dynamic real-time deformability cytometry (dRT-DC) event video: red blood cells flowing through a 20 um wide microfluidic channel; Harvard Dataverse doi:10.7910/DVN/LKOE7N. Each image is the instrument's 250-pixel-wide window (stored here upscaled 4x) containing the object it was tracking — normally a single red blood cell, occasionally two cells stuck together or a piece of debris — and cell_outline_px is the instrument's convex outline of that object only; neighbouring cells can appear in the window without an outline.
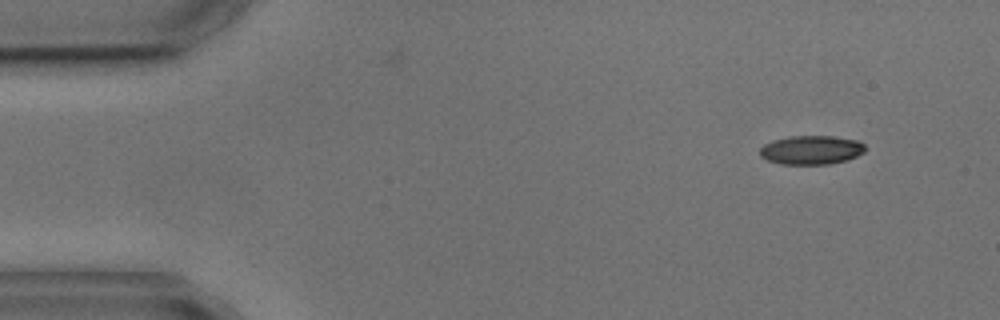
{"species": "common noctule bat (a hibernating species)", "species_latin": "Nyctalus noctula", "temperature_condition": "cold", "stored_images_in_passage": 5, "segment_of_instrument_passage": [2, 2], "camera_frame_rate_fps": 3000, "um_per_image_px": 0.085, "animal": {"sex": "male", "body_mass_g": 17.9, "forearm_length_mm": 54.2}, "frame": {"image": 1, "passage_image": 5, "time_ms": 5.667, "image_size_px": [1000, 320], "cell_outline_px": [[864, 152], [848, 160], [828, 164], [780, 164], [768, 160], [760, 156], [760, 148], [764, 144], [772, 140], [788, 136], [832, 136], [860, 140], [864, 144]], "centroid_in_image_um": [68.96, 12.74], "position_along_channel_um": 16.0, "area_um2": 17.86}}